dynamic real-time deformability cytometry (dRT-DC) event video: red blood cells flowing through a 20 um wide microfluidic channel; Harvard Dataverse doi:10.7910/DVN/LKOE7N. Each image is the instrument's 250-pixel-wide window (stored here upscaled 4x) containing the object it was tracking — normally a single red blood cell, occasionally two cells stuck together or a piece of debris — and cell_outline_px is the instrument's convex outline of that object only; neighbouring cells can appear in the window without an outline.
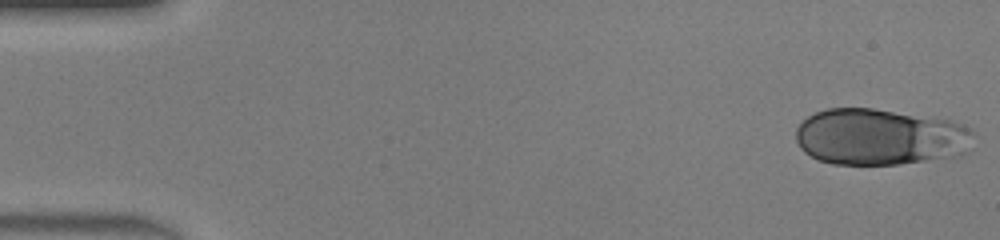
{"species": "human", "species_latin": "Homo sapiens", "temperature_condition": "warm", "stored_images_in_passage": 17, "camera_frame_rate_fps": 3000, "um_per_image_px": 0.085, "donor": {"sex": "male"}, "frame": {"image": 1, "passage_image": 1, "time_ms": 0.0, "image_size_px": [1000, 240], "cell_outline_px": [[976, 136], [972, 148], [956, 156], [900, 164], [832, 164], [816, 160], [804, 152], [800, 148], [796, 140], [796, 128], [808, 116], [816, 112], [828, 108], [872, 108], [948, 120], [972, 128], [976, 132]], "centroid_in_image_um": [74.82, 11.65], "position_along_channel_um": 10.2, "area_um2": 58.84}}
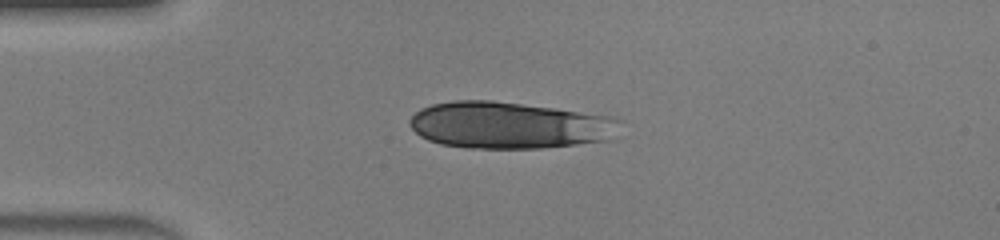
{"frame": {"image": 2, "passage_image": 11, "time_ms": 3.333, "image_size_px": [1000, 240], "cell_outline_px": [[624, 120], [608, 140], [576, 144], [540, 148], [468, 148], [440, 144], [428, 140], [420, 136], [408, 124], [408, 120], [420, 108], [432, 104], [452, 100], [492, 100], [556, 108], [612, 116]], "centroid_in_image_um": [43.26, 10.63], "position_along_channel_um": 41.7, "area_um2": 57.57}}